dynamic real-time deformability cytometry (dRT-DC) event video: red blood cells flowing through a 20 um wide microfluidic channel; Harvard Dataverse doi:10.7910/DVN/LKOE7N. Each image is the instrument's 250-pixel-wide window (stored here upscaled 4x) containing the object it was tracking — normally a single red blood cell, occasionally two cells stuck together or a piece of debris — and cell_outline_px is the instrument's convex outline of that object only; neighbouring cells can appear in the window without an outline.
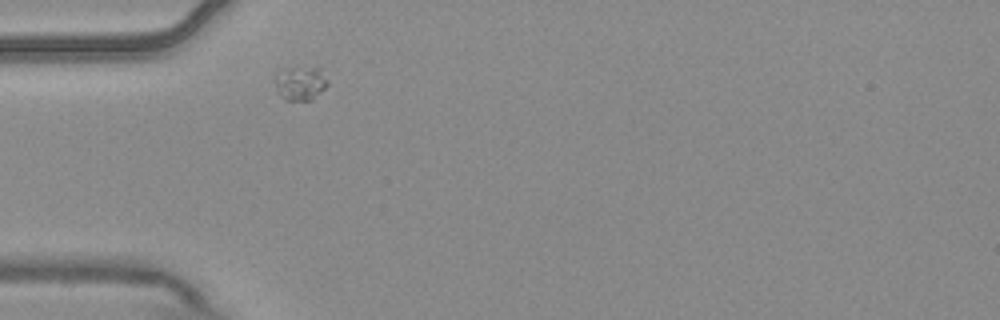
{"species": "common noctule bat (a hibernating species)", "species_latin": "Nyctalus noctula", "temperature_condition": "warm", "stored_images_in_passage": 1, "camera_frame_rate_fps": 3000, "um_per_image_px": 0.085, "animal": {"sex": "male", "body_mass_g": 20.4}, "frame": {"image": 1, "passage_image": 1, "time_ms": 0.0, "image_size_px": [1000, 320], "cell_outline_px": [[328, 84], [312, 100], [284, 100], [276, 92], [276, 72], [288, 68], [320, 68], [328, 80]], "centroid_in_image_um": [25.52, 7.09], "position_along_channel_um": 59.5, "area_um2": 10.35}}